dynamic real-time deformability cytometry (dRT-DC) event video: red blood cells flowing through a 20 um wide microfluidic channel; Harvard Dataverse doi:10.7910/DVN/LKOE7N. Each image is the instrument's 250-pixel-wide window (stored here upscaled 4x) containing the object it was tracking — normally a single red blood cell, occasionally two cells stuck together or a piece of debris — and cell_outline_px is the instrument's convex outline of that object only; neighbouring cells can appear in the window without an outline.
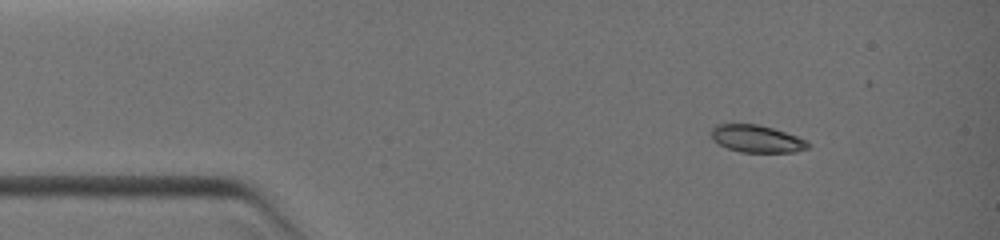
{"species": "common noctule bat (a hibernating species)", "species_latin": "Nyctalus noctula", "temperature_condition": "warm", "stored_images_in_passage": 7, "camera_frame_rate_fps": 3000, "um_per_image_px": 0.085, "animal": {"sex": "female", "body_mass_g": 19.0, "forearm_length_mm": 51.5}, "frame": {"image": 1, "passage_image": 1, "time_ms": 0.0, "image_size_px": [1000, 240], "cell_outline_px": [[808, 148], [792, 152], [740, 152], [728, 148], [712, 140], [712, 128], [716, 124], [756, 124], [772, 128], [796, 136], [804, 140], [808, 144]], "centroid_in_image_um": [64.27, 11.79], "position_along_channel_um": 20.7, "area_um2": 15.09}}
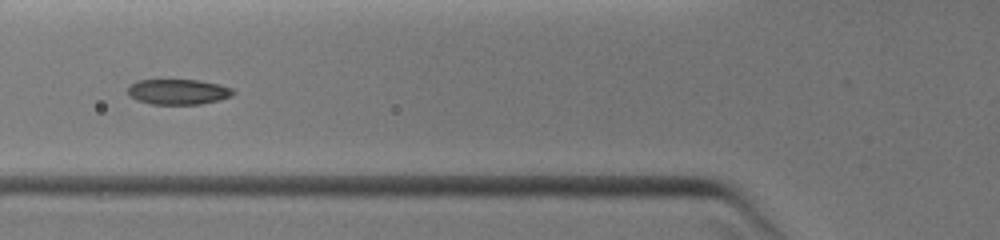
{"frame": {"image": 2, "passage_image": 5, "time_ms": 3.333, "image_size_px": [1000, 240], "cell_outline_px": [[236, 92], [232, 96], [220, 100], [200, 104], [152, 104], [136, 100], [128, 96], [128, 88], [136, 80], [200, 80], [220, 84], [232, 88]], "centroid_in_image_um": [15.17, 7.8], "position_along_channel_um": 110.6, "area_um2": 15.72}}
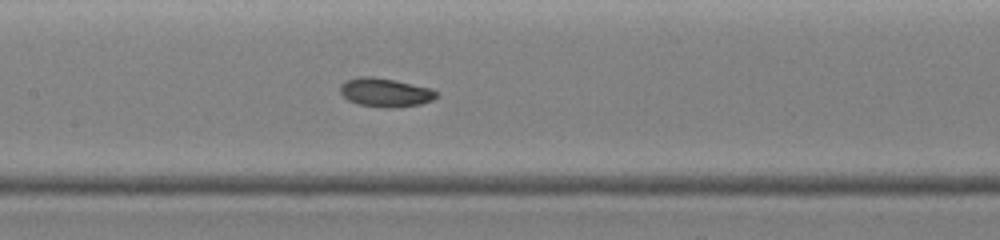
{"frame": {"image": 3, "passage_image": 7, "time_ms": 4.667, "image_size_px": [1000, 240], "cell_outline_px": [[440, 92], [432, 100], [420, 104], [396, 108], [380, 108], [360, 104], [348, 100], [340, 92], [340, 84], [344, 80], [360, 76], [372, 76], [396, 80], [432, 88]], "centroid_in_image_um": [32.76, 7.85], "position_along_channel_um": 174.6, "area_um2": 16.42}}